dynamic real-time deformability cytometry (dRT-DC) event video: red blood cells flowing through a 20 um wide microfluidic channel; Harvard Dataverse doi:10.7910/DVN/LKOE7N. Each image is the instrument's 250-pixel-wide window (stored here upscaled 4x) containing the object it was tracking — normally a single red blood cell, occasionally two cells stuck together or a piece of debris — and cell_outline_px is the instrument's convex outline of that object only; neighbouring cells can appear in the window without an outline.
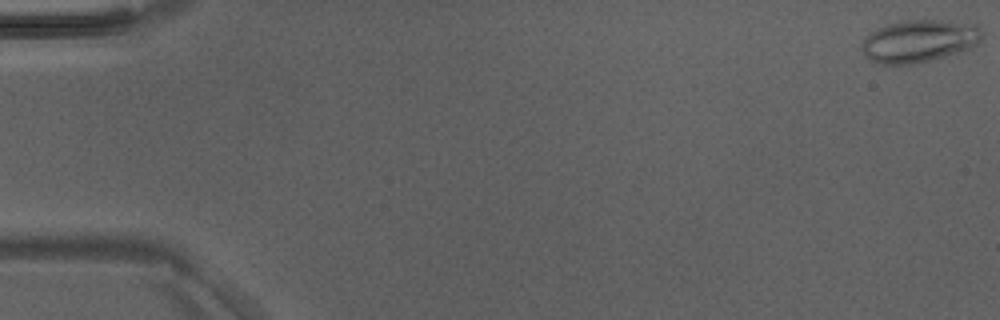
{"species": "Egyptian fruit bat (a non-hibernating species)", "species_latin": "Rousettus aegyptiacus", "temperature_condition": "room temperature", "stored_images_in_passage": 7, "camera_frame_rate_fps": 3000, "um_per_image_px": 0.085, "animal": {"sex": "male"}, "frame": {"image": 1, "passage_image": 1, "time_ms": 0.0, "image_size_px": [1000, 320], "cell_outline_px": [[984, 36], [976, 44], [968, 48], [944, 56], [912, 64], [880, 64], [868, 60], [860, 44], [864, 36], [888, 24], [908, 20], [940, 20], [976, 24], [980, 28]], "centroid_in_image_um": [78.1, 3.48], "position_along_channel_um": 6.9, "area_um2": 29.48}}